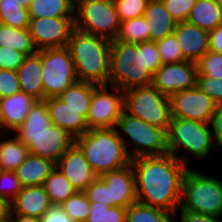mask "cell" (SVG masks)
Wrapping results in <instances>:
<instances>
[{"label":"cell","instance_id":"cell-44","mask_svg":"<svg viewBox=\"0 0 222 222\" xmlns=\"http://www.w3.org/2000/svg\"><path fill=\"white\" fill-rule=\"evenodd\" d=\"M26 55L11 47L0 46V69L17 71Z\"/></svg>","mask_w":222,"mask_h":222},{"label":"cell","instance_id":"cell-21","mask_svg":"<svg viewBox=\"0 0 222 222\" xmlns=\"http://www.w3.org/2000/svg\"><path fill=\"white\" fill-rule=\"evenodd\" d=\"M16 72L20 84V91L35 97L37 100H44L40 50H37V52L32 55L26 56Z\"/></svg>","mask_w":222,"mask_h":222},{"label":"cell","instance_id":"cell-37","mask_svg":"<svg viewBox=\"0 0 222 222\" xmlns=\"http://www.w3.org/2000/svg\"><path fill=\"white\" fill-rule=\"evenodd\" d=\"M196 63L197 77L222 79V53L207 51Z\"/></svg>","mask_w":222,"mask_h":222},{"label":"cell","instance_id":"cell-53","mask_svg":"<svg viewBox=\"0 0 222 222\" xmlns=\"http://www.w3.org/2000/svg\"><path fill=\"white\" fill-rule=\"evenodd\" d=\"M0 222H9V218H1Z\"/></svg>","mask_w":222,"mask_h":222},{"label":"cell","instance_id":"cell-29","mask_svg":"<svg viewBox=\"0 0 222 222\" xmlns=\"http://www.w3.org/2000/svg\"><path fill=\"white\" fill-rule=\"evenodd\" d=\"M97 86L93 83L77 81L58 97L68 104L69 107L80 111V114L87 119L93 90Z\"/></svg>","mask_w":222,"mask_h":222},{"label":"cell","instance_id":"cell-52","mask_svg":"<svg viewBox=\"0 0 222 222\" xmlns=\"http://www.w3.org/2000/svg\"><path fill=\"white\" fill-rule=\"evenodd\" d=\"M1 134H5V126H4L3 110L0 104V135Z\"/></svg>","mask_w":222,"mask_h":222},{"label":"cell","instance_id":"cell-4","mask_svg":"<svg viewBox=\"0 0 222 222\" xmlns=\"http://www.w3.org/2000/svg\"><path fill=\"white\" fill-rule=\"evenodd\" d=\"M75 144L84 153L97 177L130 164L131 159L117 128L89 129L75 138Z\"/></svg>","mask_w":222,"mask_h":222},{"label":"cell","instance_id":"cell-14","mask_svg":"<svg viewBox=\"0 0 222 222\" xmlns=\"http://www.w3.org/2000/svg\"><path fill=\"white\" fill-rule=\"evenodd\" d=\"M29 149V153L50 160L55 164L75 143L67 131L52 124L40 136H16Z\"/></svg>","mask_w":222,"mask_h":222},{"label":"cell","instance_id":"cell-49","mask_svg":"<svg viewBox=\"0 0 222 222\" xmlns=\"http://www.w3.org/2000/svg\"><path fill=\"white\" fill-rule=\"evenodd\" d=\"M209 51L222 53V23L209 32Z\"/></svg>","mask_w":222,"mask_h":222},{"label":"cell","instance_id":"cell-41","mask_svg":"<svg viewBox=\"0 0 222 222\" xmlns=\"http://www.w3.org/2000/svg\"><path fill=\"white\" fill-rule=\"evenodd\" d=\"M176 22L187 21L196 0H162Z\"/></svg>","mask_w":222,"mask_h":222},{"label":"cell","instance_id":"cell-2","mask_svg":"<svg viewBox=\"0 0 222 222\" xmlns=\"http://www.w3.org/2000/svg\"><path fill=\"white\" fill-rule=\"evenodd\" d=\"M163 65L156 42L138 44L111 41L108 85L126 91L152 85L153 74Z\"/></svg>","mask_w":222,"mask_h":222},{"label":"cell","instance_id":"cell-42","mask_svg":"<svg viewBox=\"0 0 222 222\" xmlns=\"http://www.w3.org/2000/svg\"><path fill=\"white\" fill-rule=\"evenodd\" d=\"M196 86L217 105L222 104V79L197 77Z\"/></svg>","mask_w":222,"mask_h":222},{"label":"cell","instance_id":"cell-16","mask_svg":"<svg viewBox=\"0 0 222 222\" xmlns=\"http://www.w3.org/2000/svg\"><path fill=\"white\" fill-rule=\"evenodd\" d=\"M108 187L109 206L128 208L137 201L135 177L131 163L99 176Z\"/></svg>","mask_w":222,"mask_h":222},{"label":"cell","instance_id":"cell-6","mask_svg":"<svg viewBox=\"0 0 222 222\" xmlns=\"http://www.w3.org/2000/svg\"><path fill=\"white\" fill-rule=\"evenodd\" d=\"M178 211L222 216V181L187 169L182 181V198Z\"/></svg>","mask_w":222,"mask_h":222},{"label":"cell","instance_id":"cell-43","mask_svg":"<svg viewBox=\"0 0 222 222\" xmlns=\"http://www.w3.org/2000/svg\"><path fill=\"white\" fill-rule=\"evenodd\" d=\"M20 92L16 71L0 69V99Z\"/></svg>","mask_w":222,"mask_h":222},{"label":"cell","instance_id":"cell-35","mask_svg":"<svg viewBox=\"0 0 222 222\" xmlns=\"http://www.w3.org/2000/svg\"><path fill=\"white\" fill-rule=\"evenodd\" d=\"M60 205L74 222H86L91 209L90 201L85 191H77Z\"/></svg>","mask_w":222,"mask_h":222},{"label":"cell","instance_id":"cell-33","mask_svg":"<svg viewBox=\"0 0 222 222\" xmlns=\"http://www.w3.org/2000/svg\"><path fill=\"white\" fill-rule=\"evenodd\" d=\"M125 222H175V216L163 209L136 201L126 209Z\"/></svg>","mask_w":222,"mask_h":222},{"label":"cell","instance_id":"cell-17","mask_svg":"<svg viewBox=\"0 0 222 222\" xmlns=\"http://www.w3.org/2000/svg\"><path fill=\"white\" fill-rule=\"evenodd\" d=\"M55 167L78 191H85L97 177L84 153L75 143L61 156Z\"/></svg>","mask_w":222,"mask_h":222},{"label":"cell","instance_id":"cell-15","mask_svg":"<svg viewBox=\"0 0 222 222\" xmlns=\"http://www.w3.org/2000/svg\"><path fill=\"white\" fill-rule=\"evenodd\" d=\"M197 74V63L193 61L163 64L153 74L152 85L170 97L178 91L196 86Z\"/></svg>","mask_w":222,"mask_h":222},{"label":"cell","instance_id":"cell-50","mask_svg":"<svg viewBox=\"0 0 222 222\" xmlns=\"http://www.w3.org/2000/svg\"><path fill=\"white\" fill-rule=\"evenodd\" d=\"M9 222H40V219L15 213H9Z\"/></svg>","mask_w":222,"mask_h":222},{"label":"cell","instance_id":"cell-8","mask_svg":"<svg viewBox=\"0 0 222 222\" xmlns=\"http://www.w3.org/2000/svg\"><path fill=\"white\" fill-rule=\"evenodd\" d=\"M75 28L113 41L120 29V20L113 0H75Z\"/></svg>","mask_w":222,"mask_h":222},{"label":"cell","instance_id":"cell-40","mask_svg":"<svg viewBox=\"0 0 222 222\" xmlns=\"http://www.w3.org/2000/svg\"><path fill=\"white\" fill-rule=\"evenodd\" d=\"M21 190L22 185L14 171L0 170V197L10 203Z\"/></svg>","mask_w":222,"mask_h":222},{"label":"cell","instance_id":"cell-36","mask_svg":"<svg viewBox=\"0 0 222 222\" xmlns=\"http://www.w3.org/2000/svg\"><path fill=\"white\" fill-rule=\"evenodd\" d=\"M90 208L86 222H125L126 208L110 207L101 202H90Z\"/></svg>","mask_w":222,"mask_h":222},{"label":"cell","instance_id":"cell-34","mask_svg":"<svg viewBox=\"0 0 222 222\" xmlns=\"http://www.w3.org/2000/svg\"><path fill=\"white\" fill-rule=\"evenodd\" d=\"M116 40L133 44L149 41V24L145 17L122 21Z\"/></svg>","mask_w":222,"mask_h":222},{"label":"cell","instance_id":"cell-22","mask_svg":"<svg viewBox=\"0 0 222 222\" xmlns=\"http://www.w3.org/2000/svg\"><path fill=\"white\" fill-rule=\"evenodd\" d=\"M37 101L35 97L21 91L0 99L5 134L10 133V130L12 133L23 123Z\"/></svg>","mask_w":222,"mask_h":222},{"label":"cell","instance_id":"cell-7","mask_svg":"<svg viewBox=\"0 0 222 222\" xmlns=\"http://www.w3.org/2000/svg\"><path fill=\"white\" fill-rule=\"evenodd\" d=\"M115 128H118L119 137L131 160L141 156L168 153L167 132L162 128L131 116L125 111L122 112ZM124 137H127L128 140H125ZM127 145H131L132 148L129 150Z\"/></svg>","mask_w":222,"mask_h":222},{"label":"cell","instance_id":"cell-11","mask_svg":"<svg viewBox=\"0 0 222 222\" xmlns=\"http://www.w3.org/2000/svg\"><path fill=\"white\" fill-rule=\"evenodd\" d=\"M123 111L124 91L110 85H98L93 90L87 125L89 129L115 128Z\"/></svg>","mask_w":222,"mask_h":222},{"label":"cell","instance_id":"cell-18","mask_svg":"<svg viewBox=\"0 0 222 222\" xmlns=\"http://www.w3.org/2000/svg\"><path fill=\"white\" fill-rule=\"evenodd\" d=\"M173 33L186 60L197 62L209 51V32L198 26L187 21L177 22Z\"/></svg>","mask_w":222,"mask_h":222},{"label":"cell","instance_id":"cell-3","mask_svg":"<svg viewBox=\"0 0 222 222\" xmlns=\"http://www.w3.org/2000/svg\"><path fill=\"white\" fill-rule=\"evenodd\" d=\"M67 48L78 81L108 85L111 41L74 29Z\"/></svg>","mask_w":222,"mask_h":222},{"label":"cell","instance_id":"cell-51","mask_svg":"<svg viewBox=\"0 0 222 222\" xmlns=\"http://www.w3.org/2000/svg\"><path fill=\"white\" fill-rule=\"evenodd\" d=\"M10 203L3 197H0V219L9 218Z\"/></svg>","mask_w":222,"mask_h":222},{"label":"cell","instance_id":"cell-19","mask_svg":"<svg viewBox=\"0 0 222 222\" xmlns=\"http://www.w3.org/2000/svg\"><path fill=\"white\" fill-rule=\"evenodd\" d=\"M52 123L77 138L89 130L86 119L59 97L44 100Z\"/></svg>","mask_w":222,"mask_h":222},{"label":"cell","instance_id":"cell-23","mask_svg":"<svg viewBox=\"0 0 222 222\" xmlns=\"http://www.w3.org/2000/svg\"><path fill=\"white\" fill-rule=\"evenodd\" d=\"M143 16L149 24V41L153 42L173 33L177 23L162 0H149Z\"/></svg>","mask_w":222,"mask_h":222},{"label":"cell","instance_id":"cell-12","mask_svg":"<svg viewBox=\"0 0 222 222\" xmlns=\"http://www.w3.org/2000/svg\"><path fill=\"white\" fill-rule=\"evenodd\" d=\"M74 29V17L30 18L28 26L37 50L67 47Z\"/></svg>","mask_w":222,"mask_h":222},{"label":"cell","instance_id":"cell-27","mask_svg":"<svg viewBox=\"0 0 222 222\" xmlns=\"http://www.w3.org/2000/svg\"><path fill=\"white\" fill-rule=\"evenodd\" d=\"M52 124L46 102L38 100L23 123L13 133L16 132L15 136H40Z\"/></svg>","mask_w":222,"mask_h":222},{"label":"cell","instance_id":"cell-38","mask_svg":"<svg viewBox=\"0 0 222 222\" xmlns=\"http://www.w3.org/2000/svg\"><path fill=\"white\" fill-rule=\"evenodd\" d=\"M156 45L163 64L180 63L186 61L174 33H171L163 39L156 41Z\"/></svg>","mask_w":222,"mask_h":222},{"label":"cell","instance_id":"cell-20","mask_svg":"<svg viewBox=\"0 0 222 222\" xmlns=\"http://www.w3.org/2000/svg\"><path fill=\"white\" fill-rule=\"evenodd\" d=\"M51 205L43 185L27 186L10 202L9 213L41 219Z\"/></svg>","mask_w":222,"mask_h":222},{"label":"cell","instance_id":"cell-28","mask_svg":"<svg viewBox=\"0 0 222 222\" xmlns=\"http://www.w3.org/2000/svg\"><path fill=\"white\" fill-rule=\"evenodd\" d=\"M75 0H32L28 13L30 18L74 17Z\"/></svg>","mask_w":222,"mask_h":222},{"label":"cell","instance_id":"cell-10","mask_svg":"<svg viewBox=\"0 0 222 222\" xmlns=\"http://www.w3.org/2000/svg\"><path fill=\"white\" fill-rule=\"evenodd\" d=\"M44 100L58 97L78 81L74 62L67 47L40 50Z\"/></svg>","mask_w":222,"mask_h":222},{"label":"cell","instance_id":"cell-24","mask_svg":"<svg viewBox=\"0 0 222 222\" xmlns=\"http://www.w3.org/2000/svg\"><path fill=\"white\" fill-rule=\"evenodd\" d=\"M54 168V162L29 153L14 172L22 187L39 186L43 185Z\"/></svg>","mask_w":222,"mask_h":222},{"label":"cell","instance_id":"cell-30","mask_svg":"<svg viewBox=\"0 0 222 222\" xmlns=\"http://www.w3.org/2000/svg\"><path fill=\"white\" fill-rule=\"evenodd\" d=\"M32 0H0V23L13 28H28V7Z\"/></svg>","mask_w":222,"mask_h":222},{"label":"cell","instance_id":"cell-31","mask_svg":"<svg viewBox=\"0 0 222 222\" xmlns=\"http://www.w3.org/2000/svg\"><path fill=\"white\" fill-rule=\"evenodd\" d=\"M0 46L11 47L26 56L37 52L28 28L17 29L1 23Z\"/></svg>","mask_w":222,"mask_h":222},{"label":"cell","instance_id":"cell-39","mask_svg":"<svg viewBox=\"0 0 222 222\" xmlns=\"http://www.w3.org/2000/svg\"><path fill=\"white\" fill-rule=\"evenodd\" d=\"M149 0H113L120 22L144 14Z\"/></svg>","mask_w":222,"mask_h":222},{"label":"cell","instance_id":"cell-5","mask_svg":"<svg viewBox=\"0 0 222 222\" xmlns=\"http://www.w3.org/2000/svg\"><path fill=\"white\" fill-rule=\"evenodd\" d=\"M167 145L168 152L187 166L189 162L187 153L205 160L212 149H219L213 140L210 124L179 118H171L167 131ZM182 148L187 153L180 156Z\"/></svg>","mask_w":222,"mask_h":222},{"label":"cell","instance_id":"cell-54","mask_svg":"<svg viewBox=\"0 0 222 222\" xmlns=\"http://www.w3.org/2000/svg\"><path fill=\"white\" fill-rule=\"evenodd\" d=\"M222 6V0H216Z\"/></svg>","mask_w":222,"mask_h":222},{"label":"cell","instance_id":"cell-25","mask_svg":"<svg viewBox=\"0 0 222 222\" xmlns=\"http://www.w3.org/2000/svg\"><path fill=\"white\" fill-rule=\"evenodd\" d=\"M187 22L211 32L222 23V6L216 0H196Z\"/></svg>","mask_w":222,"mask_h":222},{"label":"cell","instance_id":"cell-48","mask_svg":"<svg viewBox=\"0 0 222 222\" xmlns=\"http://www.w3.org/2000/svg\"><path fill=\"white\" fill-rule=\"evenodd\" d=\"M181 216L178 220V215H175V222H222L221 217L201 215L188 211H180Z\"/></svg>","mask_w":222,"mask_h":222},{"label":"cell","instance_id":"cell-47","mask_svg":"<svg viewBox=\"0 0 222 222\" xmlns=\"http://www.w3.org/2000/svg\"><path fill=\"white\" fill-rule=\"evenodd\" d=\"M40 222H74L63 211V207L59 204H52L46 211Z\"/></svg>","mask_w":222,"mask_h":222},{"label":"cell","instance_id":"cell-1","mask_svg":"<svg viewBox=\"0 0 222 222\" xmlns=\"http://www.w3.org/2000/svg\"><path fill=\"white\" fill-rule=\"evenodd\" d=\"M130 163L135 177L137 202L178 215L182 181L189 167L169 152L137 157Z\"/></svg>","mask_w":222,"mask_h":222},{"label":"cell","instance_id":"cell-26","mask_svg":"<svg viewBox=\"0 0 222 222\" xmlns=\"http://www.w3.org/2000/svg\"><path fill=\"white\" fill-rule=\"evenodd\" d=\"M9 135H0V170L3 171H15L29 154L28 147L16 136L5 138Z\"/></svg>","mask_w":222,"mask_h":222},{"label":"cell","instance_id":"cell-9","mask_svg":"<svg viewBox=\"0 0 222 222\" xmlns=\"http://www.w3.org/2000/svg\"><path fill=\"white\" fill-rule=\"evenodd\" d=\"M124 111L166 132L172 118L169 96L162 94L153 85L124 91Z\"/></svg>","mask_w":222,"mask_h":222},{"label":"cell","instance_id":"cell-32","mask_svg":"<svg viewBox=\"0 0 222 222\" xmlns=\"http://www.w3.org/2000/svg\"><path fill=\"white\" fill-rule=\"evenodd\" d=\"M43 186L51 204L60 205L78 191L56 167L45 179Z\"/></svg>","mask_w":222,"mask_h":222},{"label":"cell","instance_id":"cell-45","mask_svg":"<svg viewBox=\"0 0 222 222\" xmlns=\"http://www.w3.org/2000/svg\"><path fill=\"white\" fill-rule=\"evenodd\" d=\"M85 192L90 202H101V204L109 206L108 187L100 177H96Z\"/></svg>","mask_w":222,"mask_h":222},{"label":"cell","instance_id":"cell-46","mask_svg":"<svg viewBox=\"0 0 222 222\" xmlns=\"http://www.w3.org/2000/svg\"><path fill=\"white\" fill-rule=\"evenodd\" d=\"M210 125L213 140L216 146L222 151V104L216 106Z\"/></svg>","mask_w":222,"mask_h":222},{"label":"cell","instance_id":"cell-13","mask_svg":"<svg viewBox=\"0 0 222 222\" xmlns=\"http://www.w3.org/2000/svg\"><path fill=\"white\" fill-rule=\"evenodd\" d=\"M171 117L210 124L217 104L197 86L170 97Z\"/></svg>","mask_w":222,"mask_h":222}]
</instances>
